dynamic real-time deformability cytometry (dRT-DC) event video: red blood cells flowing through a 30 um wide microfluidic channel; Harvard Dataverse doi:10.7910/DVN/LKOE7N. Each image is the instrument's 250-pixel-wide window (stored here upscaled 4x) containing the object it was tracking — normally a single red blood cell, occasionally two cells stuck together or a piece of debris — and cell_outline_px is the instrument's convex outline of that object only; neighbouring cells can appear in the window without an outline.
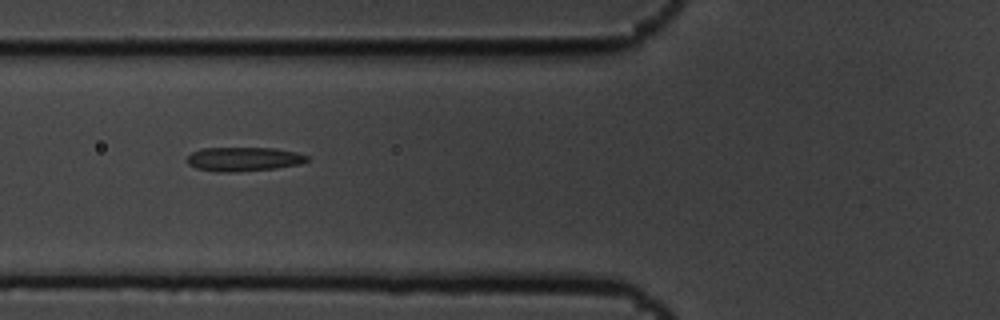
{"species": "common noctule bat (a hibernating species)", "species_latin": "Nyctalus noctula", "temperature_condition": "cold", "stored_images_in_passage": 11, "camera_frame_rate_fps": 3000, "um_per_image_px": 0.085, "animal": {"sex": "male", "body_mass_g": 19.5, "forearm_length_mm": 54.6}, "frame": {"image": 1, "passage_image": 7, "time_ms": 2.0, "image_size_px": [1000, 320], "cell_outline_px": [[308, 160], [300, 164], [276, 168], [236, 172], [216, 172], [196, 168], [188, 164], [188, 156], [192, 152], [204, 148], [272, 148], [296, 152], [308, 156]], "centroid_in_image_um": [20.7, 13.53], "position_along_channel_um": 105.1, "area_um2": 16.76}}
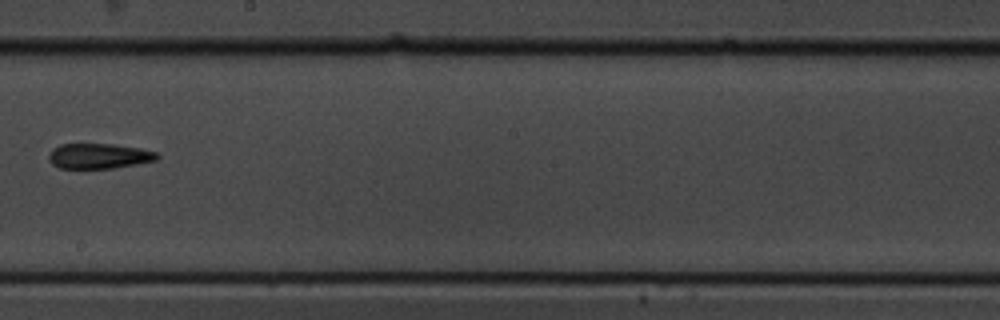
{"frame": {"image": 2, "passage_image": 10, "time_ms": 3.0, "image_size_px": [1000, 320], "cell_outline_px": [[160, 156], [156, 160], [136, 164], [112, 168], [60, 168], [52, 164], [48, 160], [48, 156], [52, 148], [60, 144], [112, 144], [140, 148], [156, 152]], "centroid_in_image_um": [8.38, 13.26], "position_along_channel_um": 239.8, "area_um2": 15.9}}
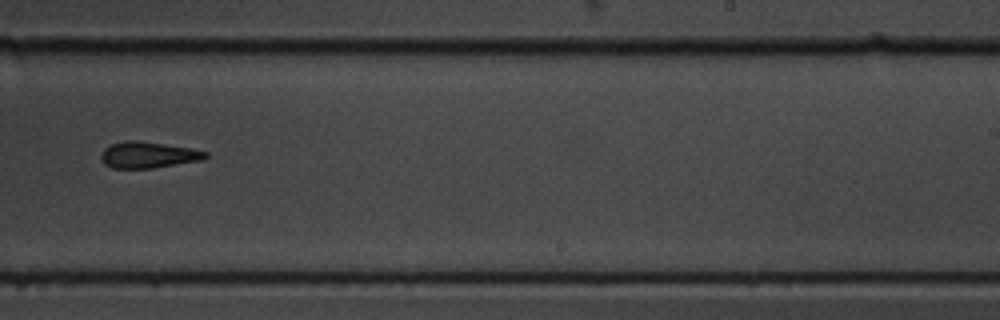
{"frame": {"image": 3, "passage_image": 11, "time_ms": 3.333, "image_size_px": [1000, 320], "cell_outline_px": [[208, 156], [204, 160], [152, 168], [112, 168], [104, 164], [100, 156], [104, 148], [112, 144], [124, 140], [136, 140], [192, 148], [208, 152]], "centroid_in_image_um": [12.61, 13.16], "position_along_channel_um": 276.4, "area_um2": 16.07}}